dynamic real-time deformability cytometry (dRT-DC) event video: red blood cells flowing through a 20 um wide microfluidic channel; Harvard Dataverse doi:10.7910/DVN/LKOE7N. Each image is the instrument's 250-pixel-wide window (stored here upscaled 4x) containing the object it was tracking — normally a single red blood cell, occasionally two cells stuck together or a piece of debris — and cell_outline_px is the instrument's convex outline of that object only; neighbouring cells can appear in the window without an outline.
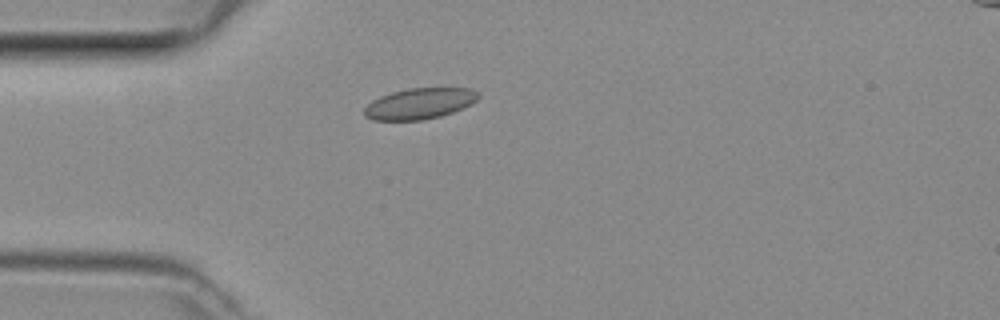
{"species": "common noctule bat (a hibernating species)", "species_latin": "Nyctalus noctula", "temperature_condition": "room temperature", "stored_images_in_passage": 39, "camera_frame_rate_fps": 3000, "um_per_image_px": 0.085, "animal": {"sex": "female", "body_mass_g": 29.2, "forearm_length_mm": 56.3}, "frame": {"image": 1, "passage_image": 10, "time_ms": 3.0, "image_size_px": [1000, 320], "cell_outline_px": [[480, 96], [472, 104], [452, 112], [440, 116], [420, 120], [372, 120], [364, 116], [364, 108], [372, 100], [380, 96], [392, 92], [408, 88], [472, 88], [480, 92]], "centroid_in_image_um": [35.67, 8.79], "position_along_channel_um": 49.3, "area_um2": 20.63}}
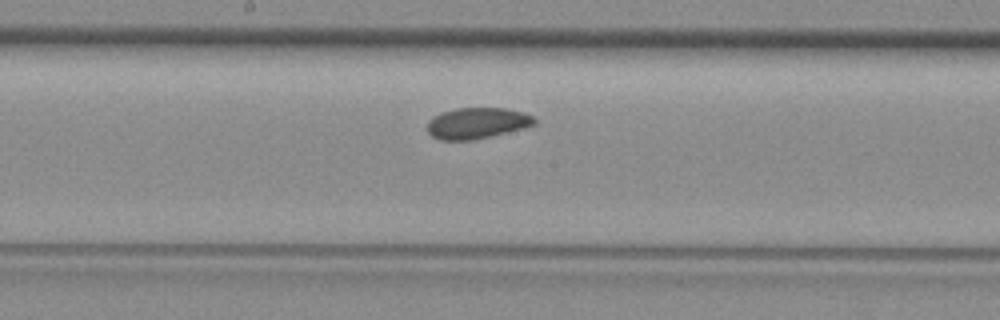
{"frame": {"image": 2, "passage_image": 22, "time_ms": 7.0, "image_size_px": [1000, 320], "cell_outline_px": [[536, 124], [524, 128], [472, 140], [440, 140], [432, 136], [428, 132], [428, 120], [432, 116], [440, 112], [456, 108], [508, 108], [524, 112], [532, 116], [536, 120]], "centroid_in_image_um": [40.53, 10.45], "position_along_channel_um": 207.7, "area_um2": 19.48}}
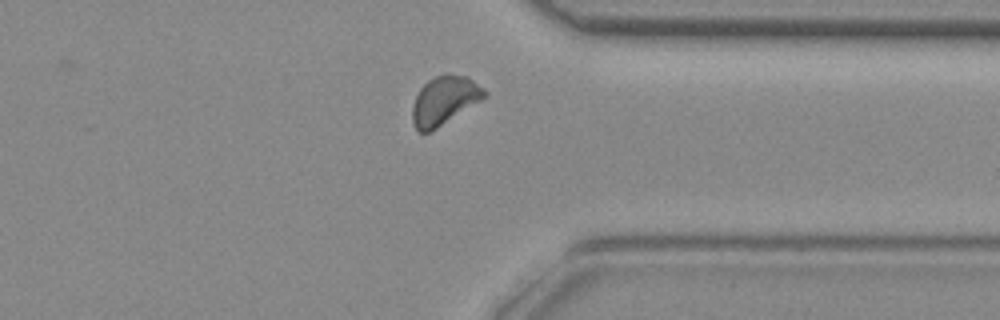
{"frame": {"image": 3, "passage_image": 34, "time_ms": 11.0, "image_size_px": [1000, 320], "cell_outline_px": [[488, 96], [484, 100], [436, 128], [428, 132], [420, 132], [412, 124], [412, 108], [416, 96], [420, 88], [428, 80], [444, 72], [448, 72], [468, 76], [484, 88], [488, 92]], "centroid_in_image_um": [37.82, 8.5], "position_along_channel_um": 373.6, "area_um2": 20.81}}